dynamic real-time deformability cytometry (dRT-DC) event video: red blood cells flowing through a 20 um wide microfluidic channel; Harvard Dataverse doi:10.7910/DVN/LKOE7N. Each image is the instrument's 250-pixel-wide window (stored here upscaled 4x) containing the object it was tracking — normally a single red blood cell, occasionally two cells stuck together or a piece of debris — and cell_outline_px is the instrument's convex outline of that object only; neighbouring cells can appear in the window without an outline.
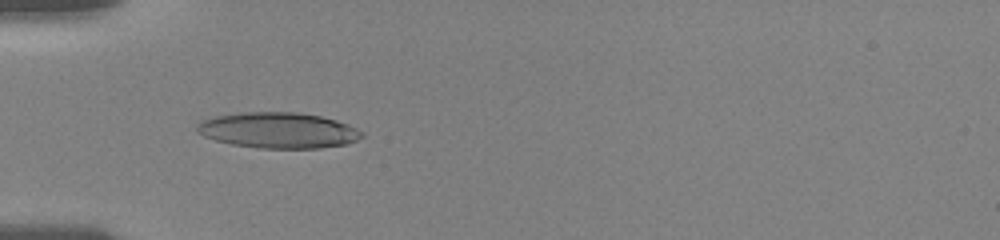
{"species": "human", "species_latin": "Homo sapiens", "temperature_condition": "room temperature", "stored_images_in_passage": 18, "camera_frame_rate_fps": 3000, "um_per_image_px": 0.085, "donor": {"sex": "female"}, "frame": {"image": 1, "passage_image": 8, "time_ms": 5.333, "image_size_px": [1000, 240], "cell_outline_px": [[364, 136], [348, 144], [320, 148], [260, 148], [232, 144], [216, 140], [204, 136], [196, 132], [196, 124], [200, 120], [216, 116], [240, 112], [300, 112], [320, 116], [336, 120], [348, 124], [364, 132]], "centroid_in_image_um": [23.65, 11.07], "position_along_channel_um": 61.3, "area_um2": 34.56}}
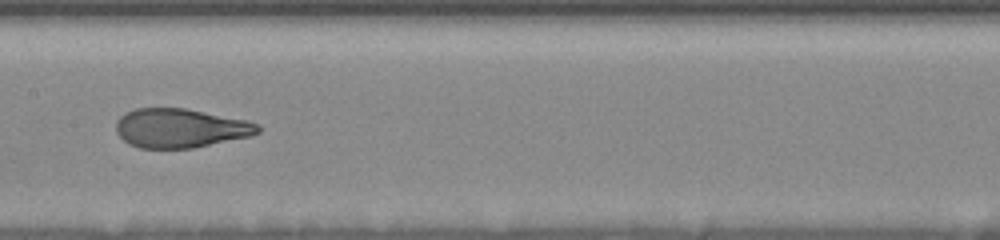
{"frame": {"image": 2, "passage_image": 14, "time_ms": 9.0, "image_size_px": [1000, 240], "cell_outline_px": [[260, 132], [252, 136], [192, 148], [140, 148], [128, 144], [116, 132], [116, 120], [120, 116], [136, 108], [184, 108], [248, 120], [260, 124]], "centroid_in_image_um": [15.35, 10.89], "position_along_channel_um": 192.0, "area_um2": 32.43}}
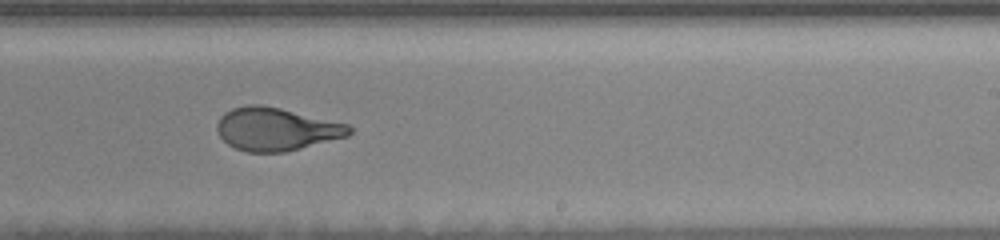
{"frame": {"image": 3, "passage_image": 17, "time_ms": 11.0, "image_size_px": [1000, 240], "cell_outline_px": [[352, 132], [348, 136], [284, 152], [248, 152], [236, 148], [228, 144], [220, 136], [216, 128], [216, 124], [220, 116], [224, 112], [232, 108], [248, 104], [260, 104], [280, 108], [348, 124], [352, 128]], "centroid_in_image_um": [23.45, 10.96], "position_along_channel_um": 265.5, "area_um2": 33.0}}